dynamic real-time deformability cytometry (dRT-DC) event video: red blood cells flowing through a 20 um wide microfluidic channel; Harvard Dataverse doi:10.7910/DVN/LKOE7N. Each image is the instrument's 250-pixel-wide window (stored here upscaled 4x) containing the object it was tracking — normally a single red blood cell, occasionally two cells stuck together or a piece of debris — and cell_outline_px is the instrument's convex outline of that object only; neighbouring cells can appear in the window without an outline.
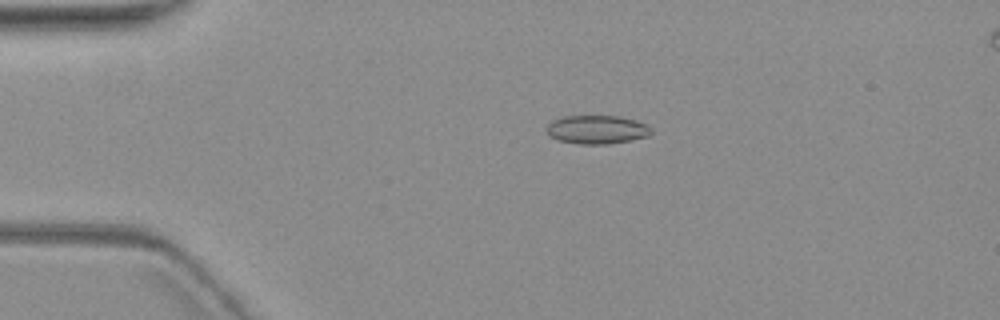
{"species": "common noctule bat (a hibernating species)", "species_latin": "Nyctalus noctula", "temperature_condition": "warm", "stored_images_in_passage": 7, "camera_frame_rate_fps": 3000, "um_per_image_px": 0.085, "animal": {"sex": "female", "body_mass_g": 19.3, "forearm_length_mm": 54.1}, "frame": {"image": 1, "passage_image": 1, "time_ms": 0.0, "image_size_px": [1000, 320], "cell_outline_px": [[652, 132], [648, 136], [632, 140], [608, 144], [576, 144], [556, 140], [548, 136], [544, 128], [552, 120], [564, 116], [620, 116], [636, 120], [648, 124], [652, 128]], "centroid_in_image_um": [50.71, 11.02], "position_along_channel_um": 34.3, "area_um2": 17.86}}
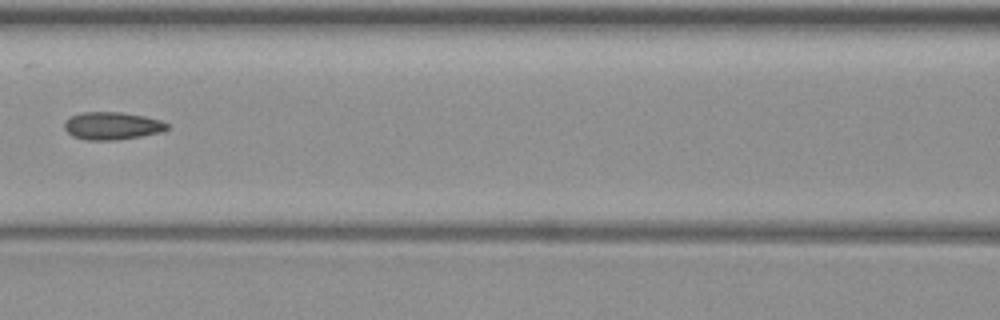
{"frame": {"image": 2, "passage_image": 5, "time_ms": 4.667, "image_size_px": [1000, 320], "cell_outline_px": [[168, 128], [160, 132], [140, 136], [116, 140], [88, 140], [72, 136], [64, 128], [64, 124], [72, 116], [84, 112], [120, 112], [144, 116], [160, 120], [168, 124]], "centroid_in_image_um": [9.53, 10.7], "position_along_channel_um": 157.1, "area_um2": 16.3}}
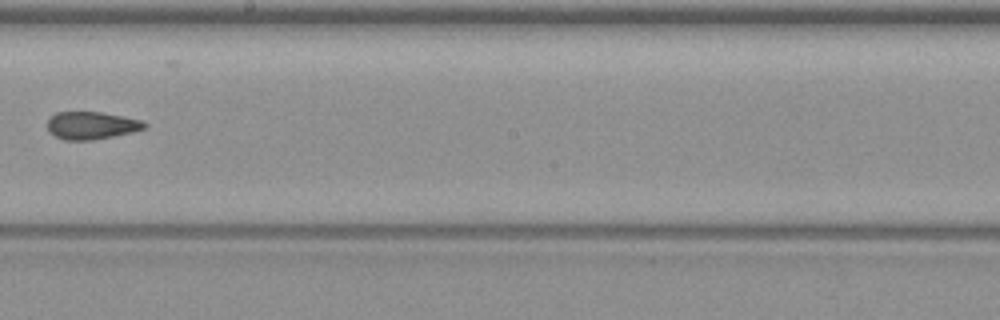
{"frame": {"image": 3, "passage_image": 7, "time_ms": 7.0, "image_size_px": [1000, 320], "cell_outline_px": [[148, 124], [144, 128], [132, 132], [92, 140], [64, 140], [48, 132], [48, 116], [56, 112], [100, 112], [144, 120]], "centroid_in_image_um": [7.75, 10.65], "position_along_channel_um": 240.4, "area_um2": 15.66}}